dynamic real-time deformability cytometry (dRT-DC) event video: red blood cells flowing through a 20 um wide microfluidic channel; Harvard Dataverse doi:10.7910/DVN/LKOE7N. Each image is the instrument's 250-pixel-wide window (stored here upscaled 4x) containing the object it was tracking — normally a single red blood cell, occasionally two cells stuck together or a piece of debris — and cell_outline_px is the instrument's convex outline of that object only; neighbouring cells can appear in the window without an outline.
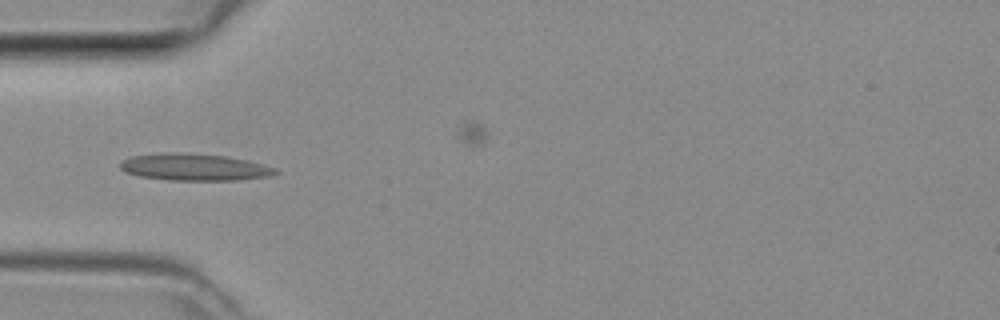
{"species": "common noctule bat (a hibernating species)", "species_latin": "Nyctalus noctula", "temperature_condition": "room temperature", "stored_images_in_passage": 3, "camera_frame_rate_fps": 3000, "um_per_image_px": 0.085, "animal": {"sex": "female", "body_mass_g": 29.2, "forearm_length_mm": 56.3}, "frame": {"image": 1, "passage_image": 2, "time_ms": 0.333, "image_size_px": [1000, 320], "cell_outline_px": [[280, 172], [268, 176], [240, 180], [168, 180], [140, 176], [124, 172], [120, 168], [120, 160], [132, 156], [160, 152], [180, 152], [228, 156], [248, 160], [276, 168]], "centroid_in_image_um": [16.5, 14.19], "position_along_channel_um": 68.5, "area_um2": 24.62}}
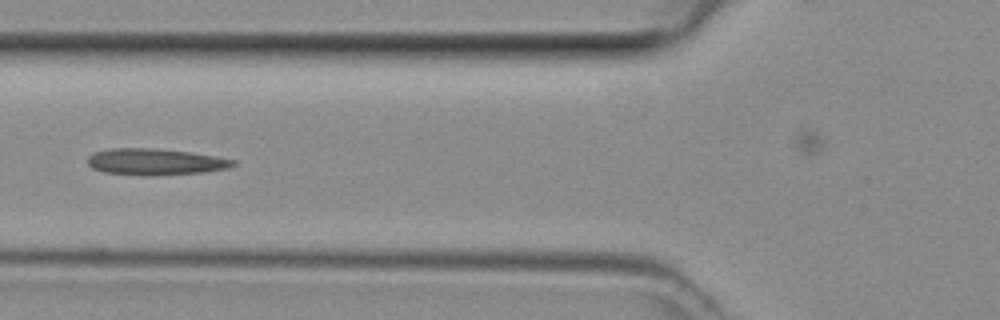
{"frame": {"image": 2, "passage_image": 3, "time_ms": 0.667, "image_size_px": [1000, 320], "cell_outline_px": [[236, 164], [228, 168], [204, 172], [152, 176], [140, 176], [104, 172], [92, 168], [88, 164], [88, 156], [92, 152], [108, 148], [152, 148], [188, 152], [216, 156], [236, 160]], "centroid_in_image_um": [13.16, 13.76], "position_along_channel_um": 112.6, "area_um2": 22.66}}